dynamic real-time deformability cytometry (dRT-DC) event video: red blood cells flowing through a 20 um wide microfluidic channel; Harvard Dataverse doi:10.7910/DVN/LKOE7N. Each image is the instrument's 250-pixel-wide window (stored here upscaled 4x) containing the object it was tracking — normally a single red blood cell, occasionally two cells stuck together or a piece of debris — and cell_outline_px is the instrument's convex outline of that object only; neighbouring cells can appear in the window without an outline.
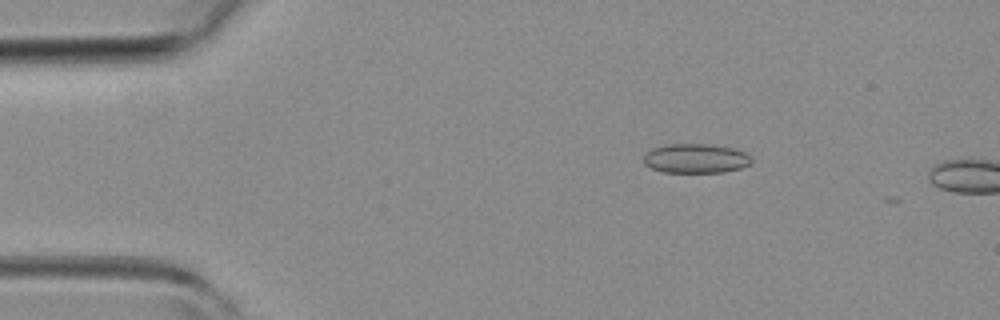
{"species": "common noctule bat (a hibernating species)", "species_latin": "Nyctalus noctula", "temperature_condition": "room temperature", "stored_images_in_passage": 2, "camera_frame_rate_fps": 3000, "um_per_image_px": 0.085, "animal": {"sex": "female", "body_mass_g": 19.3, "forearm_length_mm": 54.1}, "frame": {"image": 1, "passage_image": 1, "time_ms": 0.0, "image_size_px": [1000, 320], "cell_outline_px": [[752, 164], [740, 168], [724, 172], [664, 172], [652, 168], [644, 164], [644, 156], [652, 148], [668, 144], [708, 144], [732, 148], [744, 152], [752, 156]], "centroid_in_image_um": [59.17, 13.47], "position_along_channel_um": 25.8, "area_um2": 18.44}}